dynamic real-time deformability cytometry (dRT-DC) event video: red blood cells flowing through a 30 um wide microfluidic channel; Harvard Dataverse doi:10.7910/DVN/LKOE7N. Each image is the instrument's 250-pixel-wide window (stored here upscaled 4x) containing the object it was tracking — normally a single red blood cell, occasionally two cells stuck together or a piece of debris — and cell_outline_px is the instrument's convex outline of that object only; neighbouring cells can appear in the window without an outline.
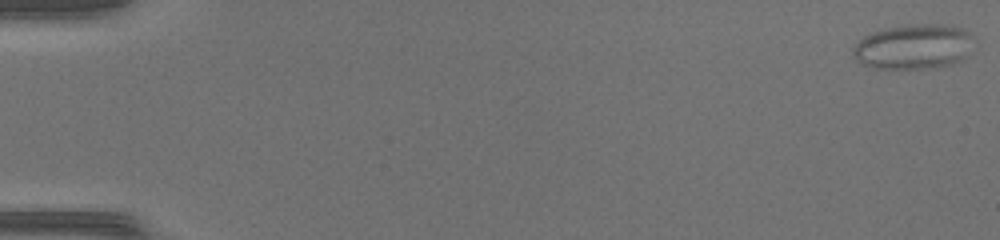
{"species": "common noctule bat (a hibernating species)", "species_latin": "Nyctalus noctula", "temperature_condition": "warm", "stored_images_in_passage": 44, "camera_frame_rate_fps": 3000, "um_per_image_px": 0.085, "animal": {"sex": "female", "body_mass_g": 17.0, "forearm_length_mm": 48.0}, "frame": {"image": 1, "passage_image": 1, "time_ms": 0.0, "image_size_px": [1000, 240], "cell_outline_px": [[976, 36], [964, 56], [960, 60], [952, 64], [924, 68], [872, 68], [860, 64], [856, 60], [852, 52], [852, 48], [864, 36], [872, 32], [904, 24], [952, 24], [964, 28]], "centroid_in_image_um": [77.66, 3.94], "position_along_channel_um": 7.3, "area_um2": 31.85}}
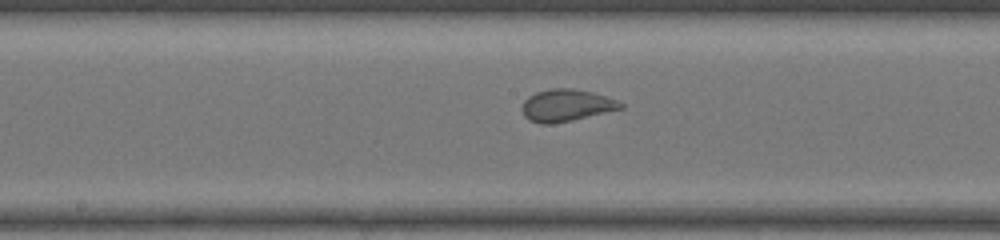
{"frame": {"image": 2, "passage_image": 27, "time_ms": 8.667, "image_size_px": [1000, 240], "cell_outline_px": [[624, 108], [572, 120], [552, 124], [540, 124], [528, 120], [524, 116], [524, 100], [528, 96], [536, 92], [548, 88], [572, 88], [592, 92], [616, 100], [624, 104]], "centroid_in_image_um": [48.13, 8.95], "position_along_channel_um": 200.1, "area_um2": 18.32}}
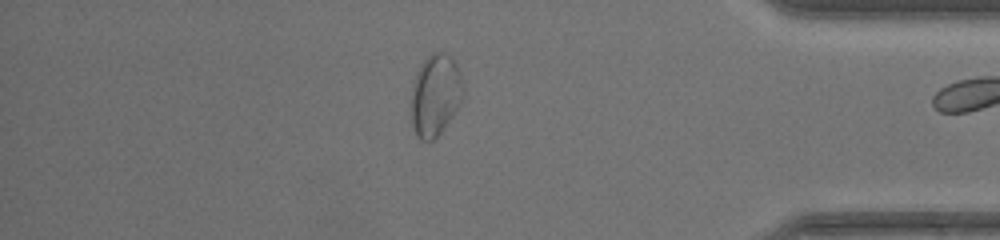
{"frame": {"image": 3, "passage_image": 43, "time_ms": 14.0, "image_size_px": [1000, 240], "cell_outline_px": [[464, 88], [460, 104], [452, 116], [440, 132], [432, 140], [420, 140], [412, 124], [412, 88], [416, 72], [420, 64], [432, 52], [444, 52], [452, 56], [456, 60], [460, 72]], "centroid_in_image_um": [37.02, 8.02], "position_along_channel_um": 398.2, "area_um2": 24.68}}